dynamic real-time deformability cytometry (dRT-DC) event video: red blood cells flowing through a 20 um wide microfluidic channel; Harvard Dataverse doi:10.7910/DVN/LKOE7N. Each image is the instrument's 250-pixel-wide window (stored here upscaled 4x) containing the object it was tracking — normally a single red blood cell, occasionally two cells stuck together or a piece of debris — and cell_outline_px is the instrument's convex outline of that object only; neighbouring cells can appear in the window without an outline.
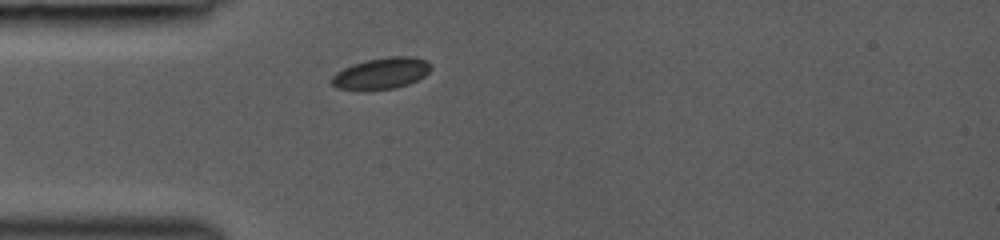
{"species": "common noctule bat (a hibernating species)", "species_latin": "Nyctalus noctula", "temperature_condition": "room temperature", "stored_images_in_passage": 29, "camera_frame_rate_fps": 3000, "um_per_image_px": 0.085, "animal": {"sex": "female", "body_mass_g": 19.0, "forearm_length_mm": 53.3}, "frame": {"image": 1, "passage_image": 1, "time_ms": 0.0, "image_size_px": [1000, 240], "cell_outline_px": [[432, 68], [424, 76], [408, 84], [396, 88], [364, 92], [336, 88], [328, 80], [336, 72], [352, 64], [364, 60], [388, 56], [412, 56], [424, 60], [432, 64]], "centroid_in_image_um": [32.36, 6.26], "position_along_channel_um": 52.6, "area_um2": 18.73}}
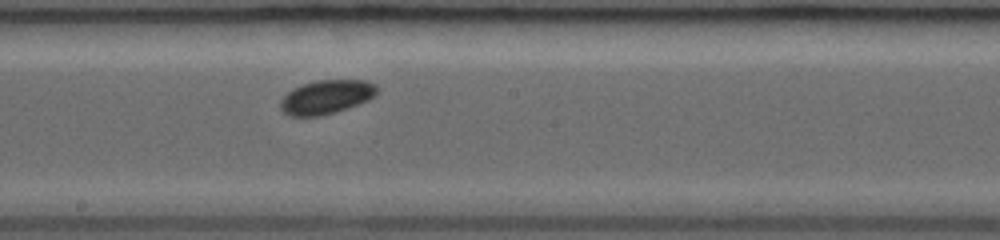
{"frame": {"image": 2, "passage_image": 13, "time_ms": 4.0, "image_size_px": [1000, 240], "cell_outline_px": [[376, 92], [368, 100], [336, 112], [320, 116], [288, 116], [280, 108], [280, 100], [288, 92], [304, 84], [316, 80], [364, 80], [376, 84]], "centroid_in_image_um": [27.72, 8.25], "position_along_channel_um": 220.5, "area_um2": 18.84}}
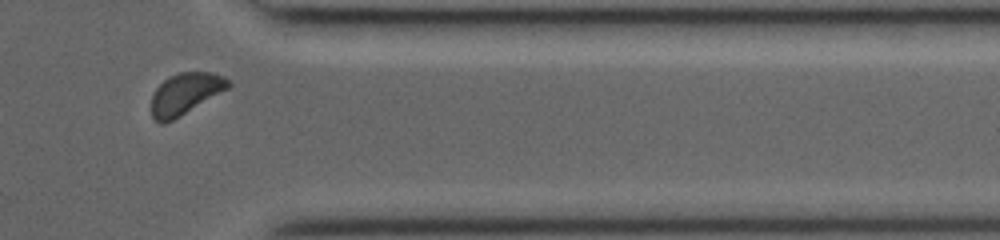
{"frame": {"image": 3, "passage_image": 25, "time_ms": 8.0, "image_size_px": [1000, 240], "cell_outline_px": [[232, 84], [228, 88], [180, 116], [164, 124], [160, 124], [152, 116], [152, 96], [156, 88], [168, 76], [180, 72], [212, 72], [224, 76]], "centroid_in_image_um": [15.74, 7.95], "position_along_channel_um": 395.7, "area_um2": 18.38}}